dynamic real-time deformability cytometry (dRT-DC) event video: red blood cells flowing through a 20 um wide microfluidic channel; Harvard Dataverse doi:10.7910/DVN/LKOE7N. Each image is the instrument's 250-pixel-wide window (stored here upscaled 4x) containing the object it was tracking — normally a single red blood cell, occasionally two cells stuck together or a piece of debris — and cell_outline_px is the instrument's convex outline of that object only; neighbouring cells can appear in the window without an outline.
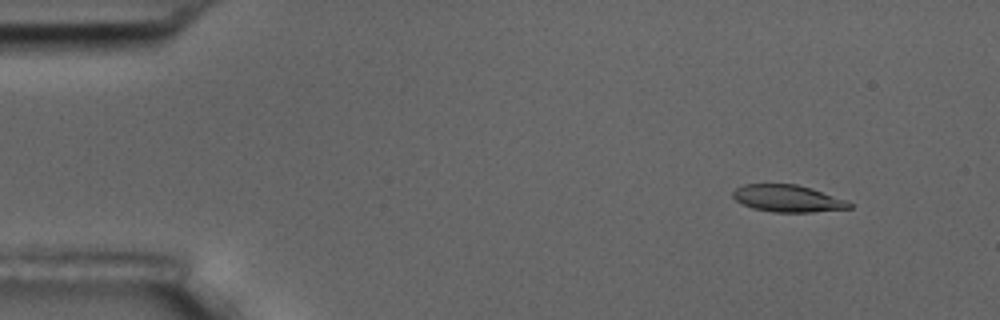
{"species": "common noctule bat (a hibernating species)", "species_latin": "Nyctalus noctula", "temperature_condition": "room temperature", "stored_images_in_passage": 5, "camera_frame_rate_fps": 3000, "um_per_image_px": 0.085, "animal": {"sex": "male", "body_mass_g": 17.5, "forearm_length_mm": 52.3}, "frame": {"image": 1, "passage_image": 2, "time_ms": 1.0, "image_size_px": [1000, 320], "cell_outline_px": [[852, 208], [812, 212], [772, 212], [752, 208], [736, 200], [732, 196], [732, 192], [736, 188], [744, 184], [796, 184], [812, 188], [848, 200], [852, 204]], "centroid_in_image_um": [66.98, 16.87], "position_along_channel_um": 18.0, "area_um2": 18.44}}
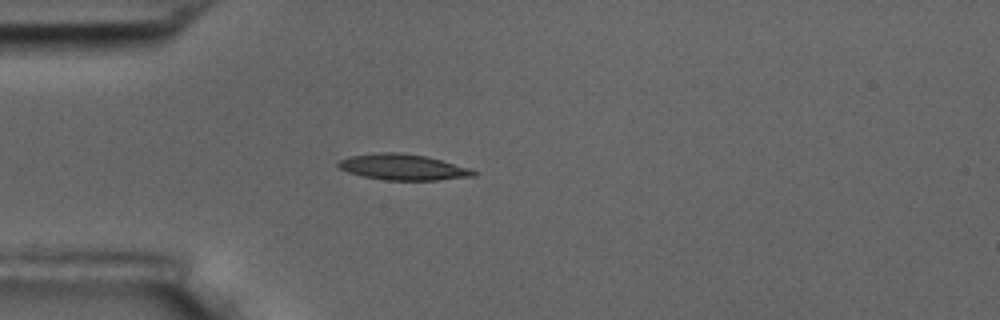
{"frame": {"image": 2, "passage_image": 5, "time_ms": 4.333, "image_size_px": [1000, 320], "cell_outline_px": [[480, 172], [476, 176], [436, 180], [384, 180], [364, 176], [348, 172], [340, 168], [336, 164], [336, 160], [348, 156], [372, 152], [400, 152], [424, 156], [440, 160], [468, 168]], "centroid_in_image_um": [34.2, 14.19], "position_along_channel_um": 50.8, "area_um2": 20.52}}